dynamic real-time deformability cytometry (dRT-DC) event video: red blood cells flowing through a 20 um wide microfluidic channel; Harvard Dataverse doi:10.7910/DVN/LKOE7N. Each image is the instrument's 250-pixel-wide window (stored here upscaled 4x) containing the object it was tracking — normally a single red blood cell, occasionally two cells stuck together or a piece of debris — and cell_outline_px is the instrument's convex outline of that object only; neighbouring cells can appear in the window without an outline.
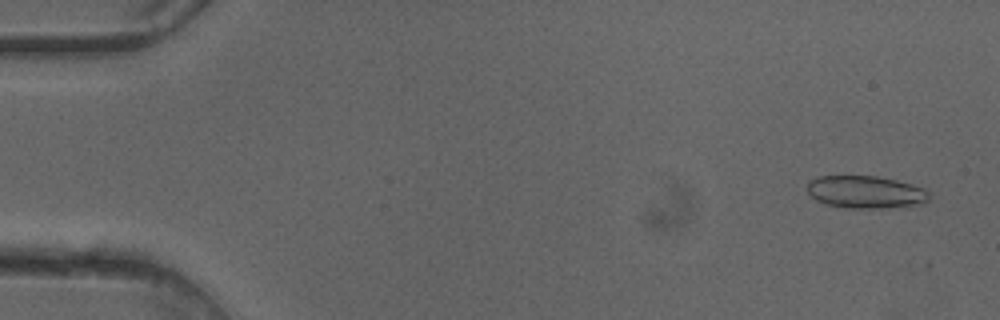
{"species": "common noctule bat (a hibernating species)", "species_latin": "Nyctalus noctula", "temperature_condition": "cold", "stored_images_in_passage": 50, "camera_frame_rate_fps": 3000, "um_per_image_px": 0.085, "animal": {"sex": "female"}, "frame": {"image": 1, "passage_image": 3, "time_ms": 0.667, "image_size_px": [1000, 320], "cell_outline_px": [[932, 192], [928, 200], [924, 204], [888, 208], [848, 208], [828, 204], [816, 200], [808, 192], [808, 180], [820, 176], [876, 176], [896, 180], [912, 184], [924, 188]], "centroid_in_image_um": [73.64, 16.33], "position_along_channel_um": 11.4, "area_um2": 23.29}}
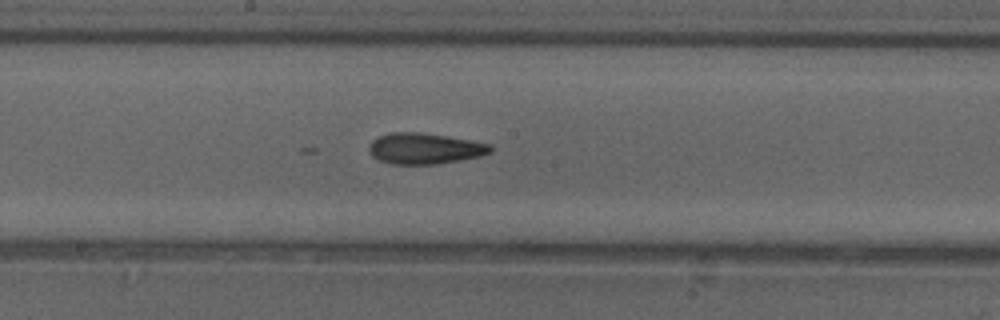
{"frame": {"image": 2, "passage_image": 27, "time_ms": 8.667, "image_size_px": [1000, 320], "cell_outline_px": [[492, 152], [480, 156], [460, 160], [436, 164], [392, 164], [380, 160], [372, 156], [368, 148], [368, 144], [376, 136], [388, 132], [420, 132], [472, 140], [492, 144]], "centroid_in_image_um": [36.08, 12.61], "position_along_channel_um": 212.1, "area_um2": 22.14}}
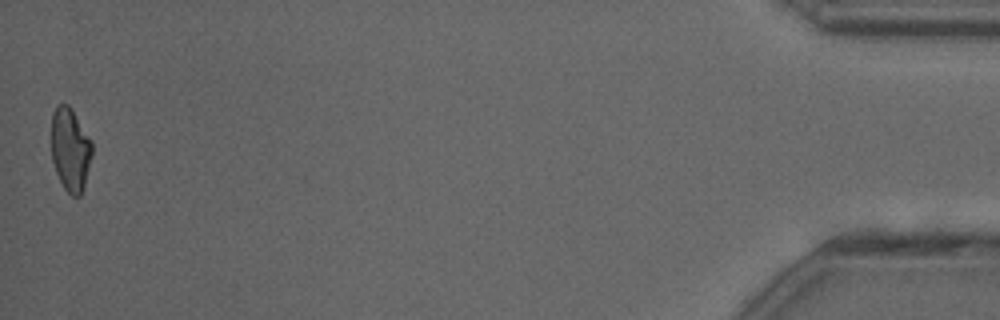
{"frame": {"image": 3, "passage_image": 50, "time_ms": 16.333, "image_size_px": [1000, 320], "cell_outline_px": [[92, 156], [84, 184], [80, 196], [72, 196], [64, 188], [56, 172], [52, 160], [52, 112], [56, 104], [68, 104], [92, 140]], "centroid_in_image_um": [5.97, 12.68], "position_along_channel_um": 429.2, "area_um2": 19.65}}